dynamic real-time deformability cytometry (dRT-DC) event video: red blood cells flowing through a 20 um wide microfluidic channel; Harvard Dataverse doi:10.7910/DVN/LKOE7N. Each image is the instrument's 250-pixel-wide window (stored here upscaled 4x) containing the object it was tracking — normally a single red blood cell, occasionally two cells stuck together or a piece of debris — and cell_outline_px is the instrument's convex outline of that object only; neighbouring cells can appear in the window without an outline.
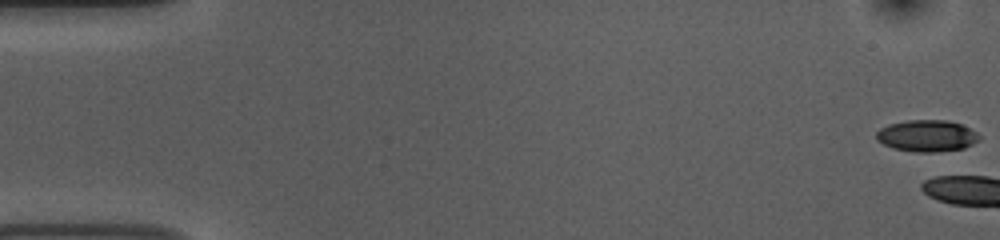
{"species": "common noctule bat (a hibernating species)", "species_latin": "Nyctalus noctula", "temperature_condition": "room temperature", "stored_images_in_passage": 6, "camera_frame_rate_fps": 3000, "um_per_image_px": 0.085, "animal": {"sex": "female", "body_mass_g": 10.0, "forearm_length_mm": 53.1}, "frame": {"image": 1, "passage_image": 1, "time_ms": 0.0, "image_size_px": [1000, 240], "cell_outline_px": [[980, 140], [964, 148], [932, 152], [916, 152], [892, 148], [876, 140], [876, 132], [880, 128], [888, 124], [908, 120], [948, 120], [960, 124], [976, 132], [980, 136]], "centroid_in_image_um": [78.76, 11.54], "position_along_channel_um": 6.2, "area_um2": 18.96}}